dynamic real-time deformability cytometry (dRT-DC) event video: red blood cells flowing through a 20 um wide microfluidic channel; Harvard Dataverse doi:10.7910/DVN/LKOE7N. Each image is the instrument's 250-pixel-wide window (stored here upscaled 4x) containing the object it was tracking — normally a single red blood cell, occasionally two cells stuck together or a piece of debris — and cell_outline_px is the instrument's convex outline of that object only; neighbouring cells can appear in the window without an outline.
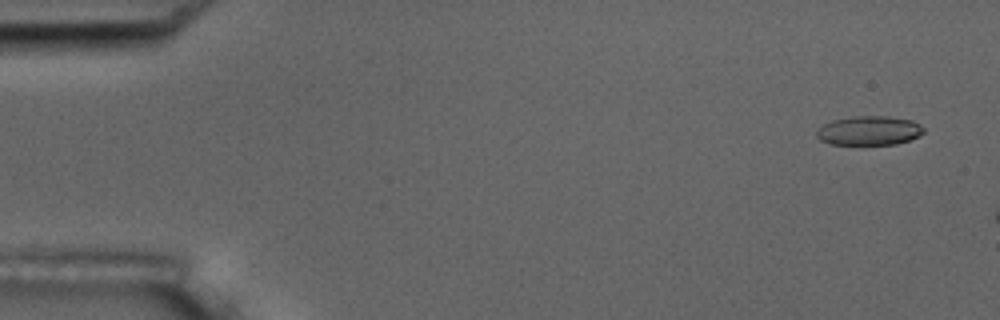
{"species": "common noctule bat (a hibernating species)", "species_latin": "Nyctalus noctula", "temperature_condition": "room temperature", "stored_images_in_passage": 3, "camera_frame_rate_fps": 3000, "um_per_image_px": 0.085, "animal": {"sex": "male", "body_mass_g": 17.5, "forearm_length_mm": 52.3}, "frame": {"image": 1, "passage_image": 1, "time_ms": 0.0, "image_size_px": [1000, 320], "cell_outline_px": [[924, 132], [920, 136], [896, 144], [832, 144], [820, 140], [816, 136], [816, 132], [824, 124], [832, 120], [852, 116], [888, 116], [912, 120], [920, 124], [924, 128]], "centroid_in_image_um": [73.9, 11.09], "position_along_channel_um": 11.1, "area_um2": 18.21}}